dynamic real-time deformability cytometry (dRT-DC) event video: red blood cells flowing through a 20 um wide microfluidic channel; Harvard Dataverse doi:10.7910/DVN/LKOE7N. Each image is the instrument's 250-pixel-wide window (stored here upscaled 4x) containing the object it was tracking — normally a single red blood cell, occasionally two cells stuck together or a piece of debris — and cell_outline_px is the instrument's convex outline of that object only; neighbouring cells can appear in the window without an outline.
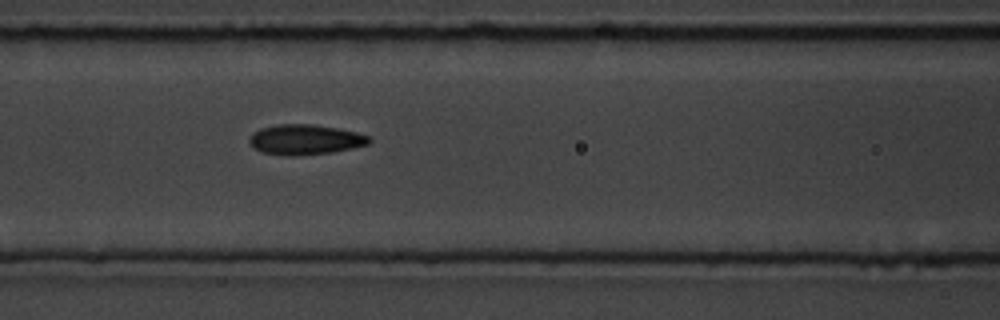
{"species": "common noctule bat (a hibernating species)", "species_latin": "Nyctalus noctula", "temperature_condition": "room temperature", "stored_images_in_passage": 4, "segment_of_instrument_passage": [1, 2], "camera_frame_rate_fps": 3000, "um_per_image_px": 0.085, "animal": {"sex": "male", "body_mass_g": 19.5, "forearm_length_mm": 54.6}, "frame": {"image": 1, "passage_image": 3, "time_ms": 2.333, "image_size_px": [1000, 320], "cell_outline_px": [[372, 140], [368, 144], [352, 148], [332, 152], [292, 156], [284, 156], [264, 152], [256, 148], [248, 140], [252, 132], [260, 128], [276, 124], [312, 124], [336, 128], [356, 132], [368, 136]], "centroid_in_image_um": [25.92, 11.86], "position_along_channel_um": 140.7, "area_um2": 20.92}}